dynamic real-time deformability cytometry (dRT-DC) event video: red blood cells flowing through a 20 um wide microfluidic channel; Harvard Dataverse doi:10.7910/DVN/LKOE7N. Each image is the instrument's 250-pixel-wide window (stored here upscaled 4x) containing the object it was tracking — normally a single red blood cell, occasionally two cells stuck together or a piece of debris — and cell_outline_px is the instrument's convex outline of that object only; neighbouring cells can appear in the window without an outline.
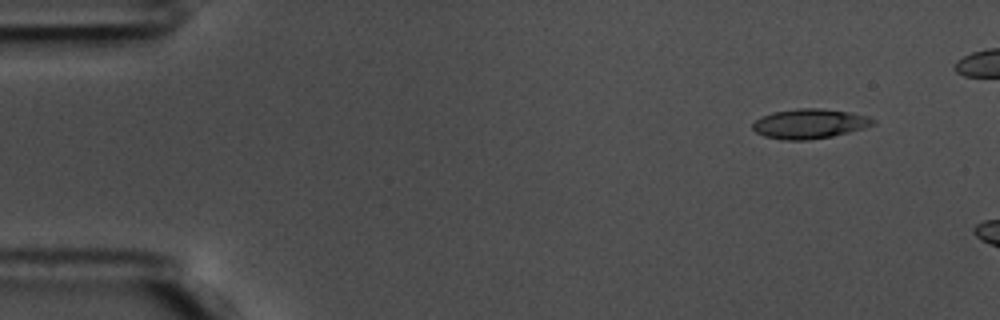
{"species": "common noctule bat (a hibernating species)", "species_latin": "Nyctalus noctula", "temperature_condition": "warm", "stored_images_in_passage": 10, "camera_frame_rate_fps": 3000, "um_per_image_px": 0.085, "animal": {"sex": "male", "body_mass_g": 17.5, "forearm_length_mm": 52.3}, "frame": {"image": 1, "passage_image": 5, "time_ms": 1.333, "image_size_px": [1000, 320], "cell_outline_px": [[876, 124], [864, 128], [832, 136], [808, 140], [780, 140], [764, 136], [756, 132], [752, 128], [752, 124], [756, 120], [772, 112], [796, 108], [820, 108], [848, 112], [868, 116], [876, 120]], "centroid_in_image_um": [68.81, 10.52], "position_along_channel_um": 16.2, "area_um2": 20.87}}